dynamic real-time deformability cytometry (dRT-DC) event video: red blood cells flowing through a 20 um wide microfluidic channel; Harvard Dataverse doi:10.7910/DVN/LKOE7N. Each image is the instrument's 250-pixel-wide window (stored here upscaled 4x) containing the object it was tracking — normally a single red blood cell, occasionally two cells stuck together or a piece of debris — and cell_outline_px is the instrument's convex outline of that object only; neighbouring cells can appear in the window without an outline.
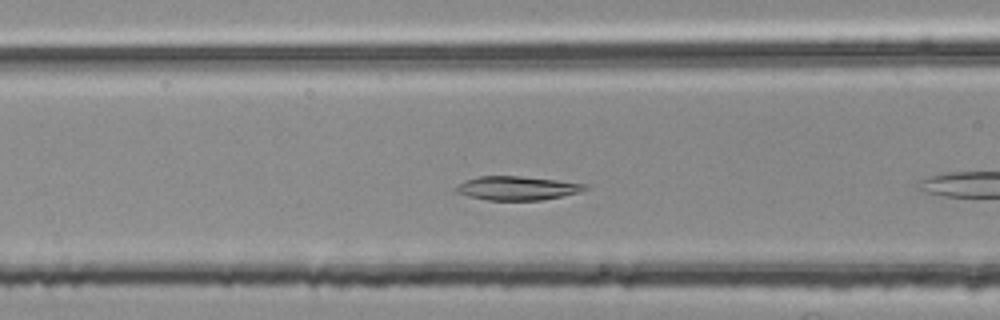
{"species": "common noctule bat (a hibernating species)", "species_latin": "Nyctalus noctula", "temperature_condition": "room temperature", "stored_images_in_passage": 10, "camera_frame_rate_fps": 3000, "um_per_image_px": 0.085, "animal": {"sex": "female", "body_mass_g": 25.1}, "frame": {"image": 1, "passage_image": 6, "time_ms": 1.667, "image_size_px": [1000, 320], "cell_outline_px": [[588, 188], [580, 192], [540, 200], [488, 200], [468, 196], [456, 192], [456, 188], [464, 180], [480, 176], [520, 176], [556, 180], [588, 184]], "centroid_in_image_um": [43.97, 15.99], "position_along_channel_um": 122.6, "area_um2": 17.74}}
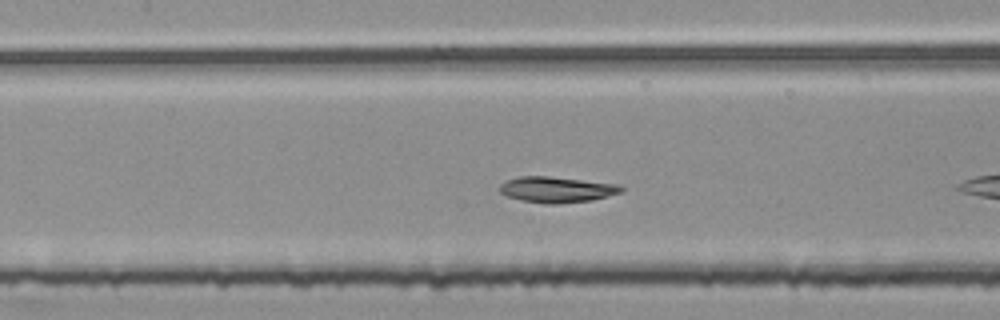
{"frame": {"image": 2, "passage_image": 9, "time_ms": 2.667, "image_size_px": [1000, 320], "cell_outline_px": [[624, 188], [620, 192], [608, 196], [592, 200], [560, 204], [544, 204], [520, 200], [508, 196], [500, 192], [496, 188], [500, 184], [508, 180], [520, 176], [548, 176], [620, 184]], "centroid_in_image_um": [47.3, 16.12], "position_along_channel_um": 160.1, "area_um2": 18.44}}